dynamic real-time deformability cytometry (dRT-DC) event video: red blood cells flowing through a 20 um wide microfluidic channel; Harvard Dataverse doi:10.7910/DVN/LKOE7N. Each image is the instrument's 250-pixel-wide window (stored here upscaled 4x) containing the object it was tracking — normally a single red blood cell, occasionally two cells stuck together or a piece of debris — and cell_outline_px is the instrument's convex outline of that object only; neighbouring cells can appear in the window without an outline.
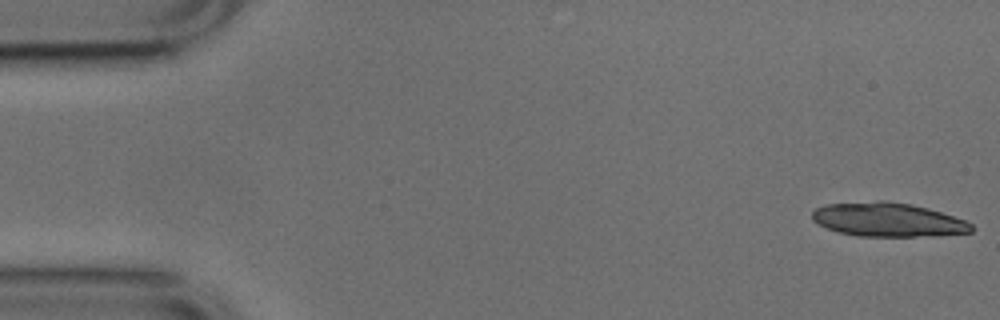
{"species": "common noctule bat (a hibernating species)", "species_latin": "Nyctalus noctula", "temperature_condition": "cold", "stored_images_in_passage": 51, "segment_of_instrument_passage": [1, 2], "camera_frame_rate_fps": 3000, "um_per_image_px": 0.085, "animal": {"sex": "male", "body_mass_g": 17.9, "forearm_length_mm": 54.2}, "frame": {"image": 1, "passage_image": 1, "time_ms": 0.0, "image_size_px": [1000, 320], "cell_outline_px": [[976, 228], [972, 232], [940, 236], [856, 236], [840, 232], [828, 228], [812, 220], [812, 212], [816, 208], [828, 204], [876, 200], [884, 200], [912, 204], [928, 208], [964, 220], [972, 224]], "centroid_in_image_um": [75.51, 18.67], "position_along_channel_um": 9.5, "area_um2": 31.62}}